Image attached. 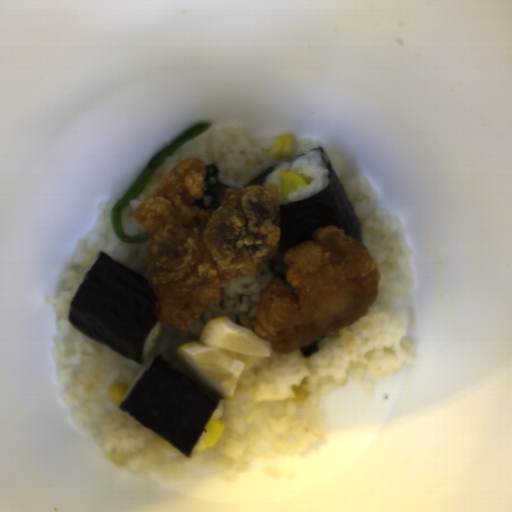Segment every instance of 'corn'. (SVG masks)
<instances>
[{
  "label": "corn",
  "instance_id": "obj_6",
  "mask_svg": "<svg viewBox=\"0 0 512 512\" xmlns=\"http://www.w3.org/2000/svg\"><path fill=\"white\" fill-rule=\"evenodd\" d=\"M156 441L158 442L159 445L167 448V449H173V446L170 445L168 442H166L165 440H163L161 437H159L158 435L156 436Z\"/></svg>",
  "mask_w": 512,
  "mask_h": 512
},
{
  "label": "corn",
  "instance_id": "obj_3",
  "mask_svg": "<svg viewBox=\"0 0 512 512\" xmlns=\"http://www.w3.org/2000/svg\"><path fill=\"white\" fill-rule=\"evenodd\" d=\"M283 177V195L282 198L288 199L290 193H295L299 187L308 186L305 180L300 177L297 173L285 172L282 174Z\"/></svg>",
  "mask_w": 512,
  "mask_h": 512
},
{
  "label": "corn",
  "instance_id": "obj_2",
  "mask_svg": "<svg viewBox=\"0 0 512 512\" xmlns=\"http://www.w3.org/2000/svg\"><path fill=\"white\" fill-rule=\"evenodd\" d=\"M272 159H280L292 153V137L290 134H280L275 138L273 147L268 151Z\"/></svg>",
  "mask_w": 512,
  "mask_h": 512
},
{
  "label": "corn",
  "instance_id": "obj_1",
  "mask_svg": "<svg viewBox=\"0 0 512 512\" xmlns=\"http://www.w3.org/2000/svg\"><path fill=\"white\" fill-rule=\"evenodd\" d=\"M227 423L221 419L209 420L206 425V435L202 442L205 447H213L220 440Z\"/></svg>",
  "mask_w": 512,
  "mask_h": 512
},
{
  "label": "corn",
  "instance_id": "obj_5",
  "mask_svg": "<svg viewBox=\"0 0 512 512\" xmlns=\"http://www.w3.org/2000/svg\"><path fill=\"white\" fill-rule=\"evenodd\" d=\"M308 378H303L299 385H292L291 389L293 391L294 397H290L288 400L295 404H300L305 402L309 398V392L304 388V384H308Z\"/></svg>",
  "mask_w": 512,
  "mask_h": 512
},
{
  "label": "corn",
  "instance_id": "obj_4",
  "mask_svg": "<svg viewBox=\"0 0 512 512\" xmlns=\"http://www.w3.org/2000/svg\"><path fill=\"white\" fill-rule=\"evenodd\" d=\"M129 387L126 383L123 382H113L109 387L110 398L113 403L121 404L123 403V398L126 393L129 391Z\"/></svg>",
  "mask_w": 512,
  "mask_h": 512
}]
</instances>
